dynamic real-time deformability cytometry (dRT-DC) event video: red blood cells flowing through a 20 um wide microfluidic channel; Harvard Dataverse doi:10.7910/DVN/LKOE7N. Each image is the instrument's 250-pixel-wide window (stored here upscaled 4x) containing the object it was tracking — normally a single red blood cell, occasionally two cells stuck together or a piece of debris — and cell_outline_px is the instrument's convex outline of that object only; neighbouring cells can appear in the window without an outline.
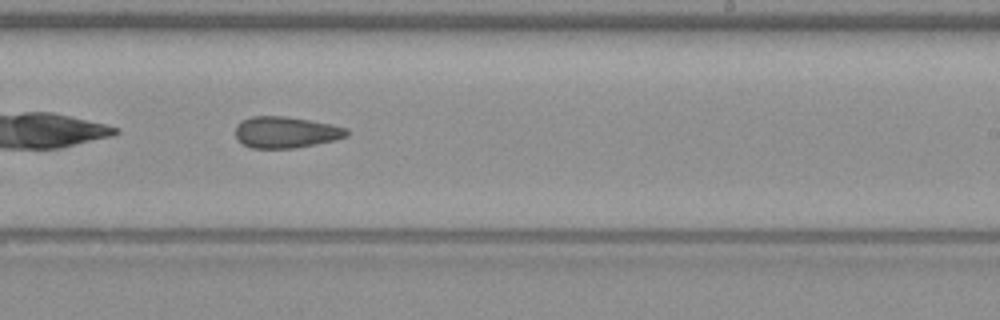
{"species": "common noctule bat (a hibernating species)", "species_latin": "Nyctalus noctula", "temperature_condition": "warm", "stored_images_in_passage": 38, "camera_frame_rate_fps": 3000, "um_per_image_px": 0.085, "animal": {"sex": "female", "body_mass_g": 19.3, "forearm_length_mm": 54.1}, "frame": {"image": 1, "passage_image": 17, "time_ms": 5.333, "image_size_px": [1000, 320], "cell_outline_px": [[348, 136], [316, 144], [296, 148], [252, 148], [236, 140], [236, 124], [240, 120], [252, 116], [284, 116], [308, 120], [348, 128]], "centroid_in_image_um": [24.25, 11.24], "position_along_channel_um": 264.8, "area_um2": 20.29}}
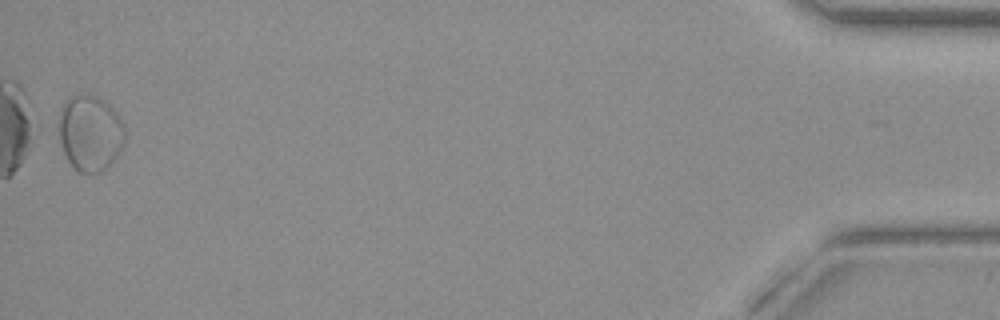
{"frame": {"image": 2, "passage_image": 38, "time_ms": 12.333, "image_size_px": [1000, 320], "cell_outline_px": [[124, 144], [116, 156], [100, 172], [80, 172], [68, 160], [64, 152], [60, 140], [60, 108], [64, 100], [72, 96], [96, 96], [104, 100], [112, 108], [124, 124]], "centroid_in_image_um": [7.66, 11.29], "position_along_channel_um": 427.5, "area_um2": 28.55}, "authors_computed_cell_mechanics": {"area_um2": 20.6346, "velocity_mm_per_s": 3.6896, "shape_relaxation_time_tau1_ms": null, "shape_relaxation_time_tau2_ms": 4.5522, "deformation_change_tau1": null, "deformation_change_tau2": 0.1162}}